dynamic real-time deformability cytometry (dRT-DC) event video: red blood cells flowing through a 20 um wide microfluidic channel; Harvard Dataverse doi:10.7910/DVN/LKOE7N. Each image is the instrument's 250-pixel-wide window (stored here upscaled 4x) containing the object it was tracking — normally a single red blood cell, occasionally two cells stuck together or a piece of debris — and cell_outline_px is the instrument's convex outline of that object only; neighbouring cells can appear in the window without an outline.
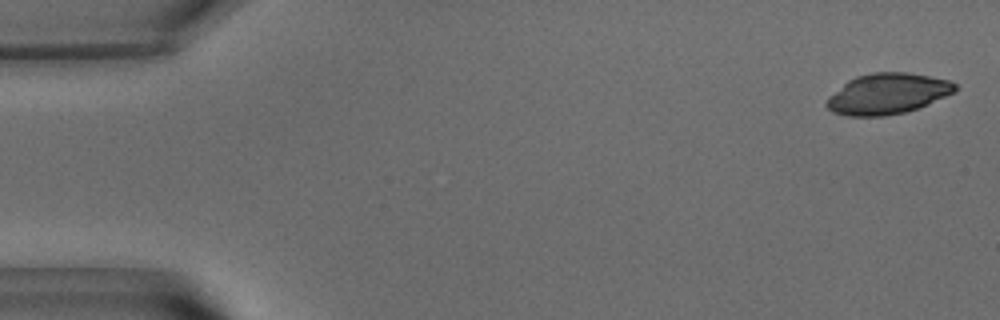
{"species": "common noctule bat (a hibernating species)", "species_latin": "Nyctalus noctula", "temperature_condition": "warm", "stored_images_in_passage": 2, "camera_frame_rate_fps": 3000, "um_per_image_px": 0.085, "animal": {"sex": "male", "body_mass_g": 15.6}, "frame": {"image": 1, "passage_image": 1, "time_ms": 0.0, "image_size_px": [1000, 320], "cell_outline_px": [[952, 88], [948, 92], [920, 104], [908, 108], [892, 112], [848, 112], [896, 76], [916, 76], [936, 80], [952, 84]], "centroid_in_image_um": [76.73, 8.03], "position_along_channel_um": 8.3, "area_um2": 15.61}}